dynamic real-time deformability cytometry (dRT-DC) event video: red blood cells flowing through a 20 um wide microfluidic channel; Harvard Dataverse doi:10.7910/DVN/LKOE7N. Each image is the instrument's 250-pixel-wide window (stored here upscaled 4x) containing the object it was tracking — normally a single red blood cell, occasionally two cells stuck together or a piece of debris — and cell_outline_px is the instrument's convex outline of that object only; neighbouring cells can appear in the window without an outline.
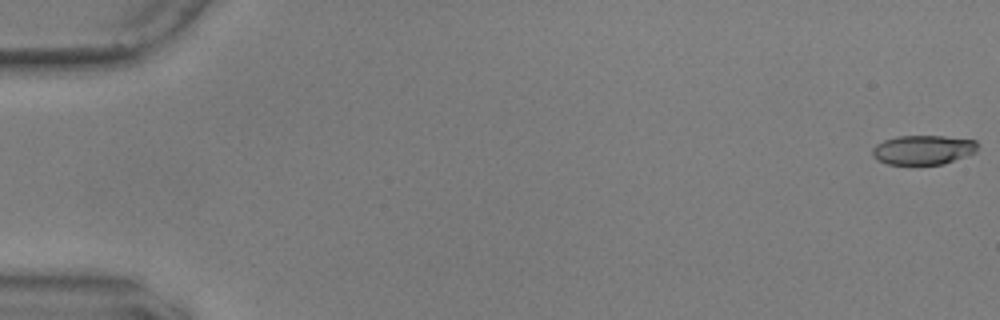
{"species": "common noctule bat (a hibernating species)", "species_latin": "Nyctalus noctula", "temperature_condition": "warm", "stored_images_in_passage": 51, "camera_frame_rate_fps": 3000, "um_per_image_px": 0.085, "animal": {"sex": "male", "body_mass_g": 17.9, "forearm_length_mm": 54.2}, "frame": {"image": 1, "passage_image": 1, "time_ms": 0.0, "image_size_px": [1000, 320], "cell_outline_px": [[976, 152], [944, 164], [888, 164], [876, 160], [872, 156], [872, 148], [876, 144], [884, 140], [900, 136], [944, 136], [976, 140]], "centroid_in_image_um": [78.44, 12.74], "position_along_channel_um": 6.6, "area_um2": 17.98}}
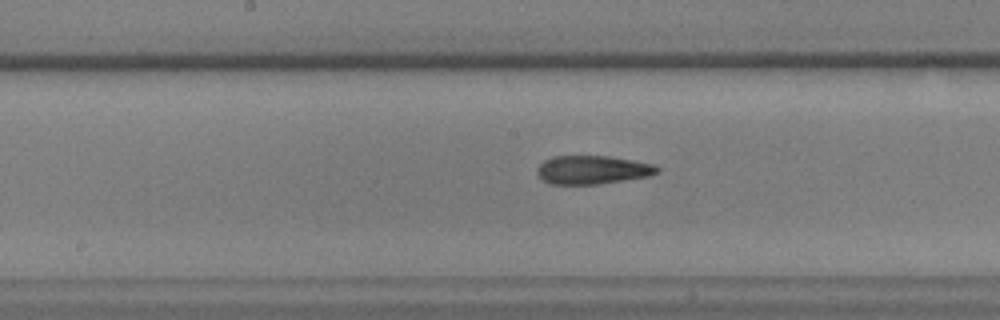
{"frame": {"image": 2, "passage_image": 30, "time_ms": 9.667, "image_size_px": [1000, 320], "cell_outline_px": [[660, 172], [648, 176], [600, 184], [548, 184], [536, 172], [536, 168], [544, 160], [552, 156], [608, 156], [656, 164], [660, 168]], "centroid_in_image_um": [50.37, 14.43], "position_along_channel_um": 197.8, "area_um2": 20.06}}
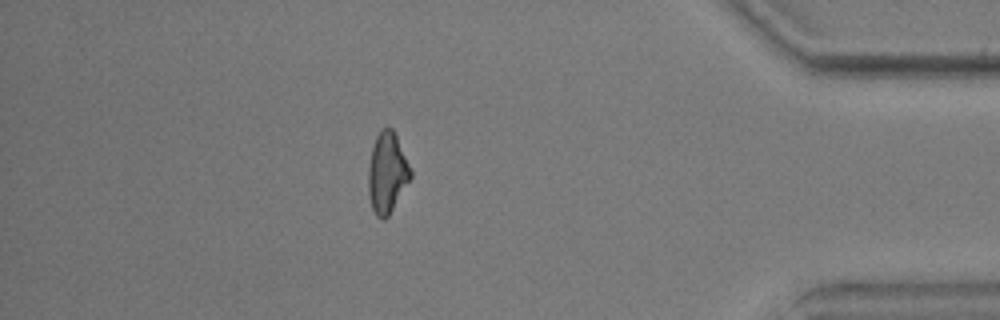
{"frame": {"image": 3, "passage_image": 50, "time_ms": 16.333, "image_size_px": [1000, 320], "cell_outline_px": [[412, 176], [388, 216], [384, 220], [380, 220], [376, 216], [372, 208], [368, 196], [368, 168], [372, 148], [376, 136], [380, 128], [392, 128], [396, 136], [412, 172]], "centroid_in_image_um": [32.88, 14.71], "position_along_channel_um": 402.3, "area_um2": 19.71}, "authors_computed_cell_mechanics": {"area_um2": 19.8832, "velocity_mm_per_s": 3.619, "shape_relaxation_time_tau1_ms": null, "shape_relaxation_time_tau2_ms": 2.8445, "deformation_change_tau1": null, "deformation_change_tau2": 0.127}}